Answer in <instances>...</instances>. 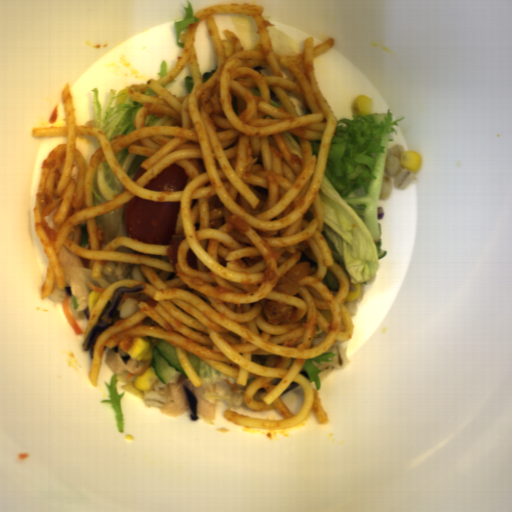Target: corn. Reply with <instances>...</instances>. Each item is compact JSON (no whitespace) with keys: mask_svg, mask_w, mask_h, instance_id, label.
<instances>
[{"mask_svg":"<svg viewBox=\"0 0 512 512\" xmlns=\"http://www.w3.org/2000/svg\"><path fill=\"white\" fill-rule=\"evenodd\" d=\"M156 380L157 375L152 365L141 376H137L134 380L121 386V389L144 400L146 397L145 392L151 389Z\"/></svg>","mask_w":512,"mask_h":512,"instance_id":"51d56268","label":"corn"},{"mask_svg":"<svg viewBox=\"0 0 512 512\" xmlns=\"http://www.w3.org/2000/svg\"><path fill=\"white\" fill-rule=\"evenodd\" d=\"M154 348L146 335L135 336L127 353L131 358L138 360L152 359Z\"/></svg>","mask_w":512,"mask_h":512,"instance_id":"f1292c28","label":"corn"},{"mask_svg":"<svg viewBox=\"0 0 512 512\" xmlns=\"http://www.w3.org/2000/svg\"><path fill=\"white\" fill-rule=\"evenodd\" d=\"M400 165L411 172H419L422 167V158L419 152L407 150L401 154Z\"/></svg>","mask_w":512,"mask_h":512,"instance_id":"5cfa1b94","label":"corn"},{"mask_svg":"<svg viewBox=\"0 0 512 512\" xmlns=\"http://www.w3.org/2000/svg\"><path fill=\"white\" fill-rule=\"evenodd\" d=\"M353 115L366 116L374 113L373 99L367 95L356 97L351 104Z\"/></svg>","mask_w":512,"mask_h":512,"instance_id":"cfcad685","label":"corn"},{"mask_svg":"<svg viewBox=\"0 0 512 512\" xmlns=\"http://www.w3.org/2000/svg\"><path fill=\"white\" fill-rule=\"evenodd\" d=\"M350 291L345 301L352 302L356 300L361 292V284L359 283H350Z\"/></svg>","mask_w":512,"mask_h":512,"instance_id":"2b8c4276","label":"corn"},{"mask_svg":"<svg viewBox=\"0 0 512 512\" xmlns=\"http://www.w3.org/2000/svg\"><path fill=\"white\" fill-rule=\"evenodd\" d=\"M102 293L92 291L88 296V310H89V316L97 303L98 299L100 298Z\"/></svg>","mask_w":512,"mask_h":512,"instance_id":"79e197a2","label":"corn"},{"mask_svg":"<svg viewBox=\"0 0 512 512\" xmlns=\"http://www.w3.org/2000/svg\"><path fill=\"white\" fill-rule=\"evenodd\" d=\"M117 94H123L122 96L116 98L114 104H116L117 106L120 105V104H125L126 100L129 99L127 88L126 89H122Z\"/></svg>","mask_w":512,"mask_h":512,"instance_id":"30e3d8cc","label":"corn"}]
</instances>
